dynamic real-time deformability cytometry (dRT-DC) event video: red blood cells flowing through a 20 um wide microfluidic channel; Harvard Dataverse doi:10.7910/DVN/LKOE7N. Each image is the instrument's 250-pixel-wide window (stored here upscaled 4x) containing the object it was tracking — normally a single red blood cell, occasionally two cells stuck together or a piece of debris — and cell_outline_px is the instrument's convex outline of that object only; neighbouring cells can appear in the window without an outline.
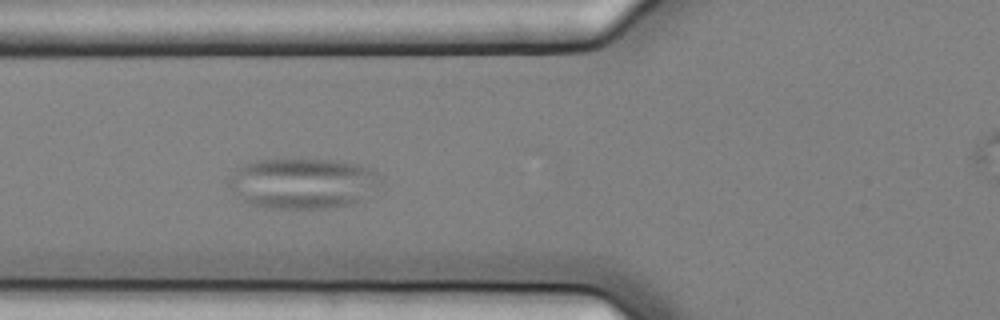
{"species": "common noctule bat (a hibernating species)", "species_latin": "Nyctalus noctula", "temperature_condition": "cold", "stored_images_in_passage": 7, "camera_frame_rate_fps": 3000, "um_per_image_px": 0.085, "animal": {"sex": "female", "body_mass_g": 25.1}, "frame": {"image": 1, "passage_image": 6, "time_ms": 1.667, "image_size_px": [1000, 320], "cell_outline_px": [[384, 180], [364, 200], [348, 204], [328, 208], [272, 208], [252, 204], [244, 200], [228, 184], [228, 176], [244, 164], [256, 160], [300, 156], [332, 160], [360, 164], [376, 172]], "centroid_in_image_um": [25.78, 15.53], "position_along_channel_um": 100.0, "area_um2": 45.55}}